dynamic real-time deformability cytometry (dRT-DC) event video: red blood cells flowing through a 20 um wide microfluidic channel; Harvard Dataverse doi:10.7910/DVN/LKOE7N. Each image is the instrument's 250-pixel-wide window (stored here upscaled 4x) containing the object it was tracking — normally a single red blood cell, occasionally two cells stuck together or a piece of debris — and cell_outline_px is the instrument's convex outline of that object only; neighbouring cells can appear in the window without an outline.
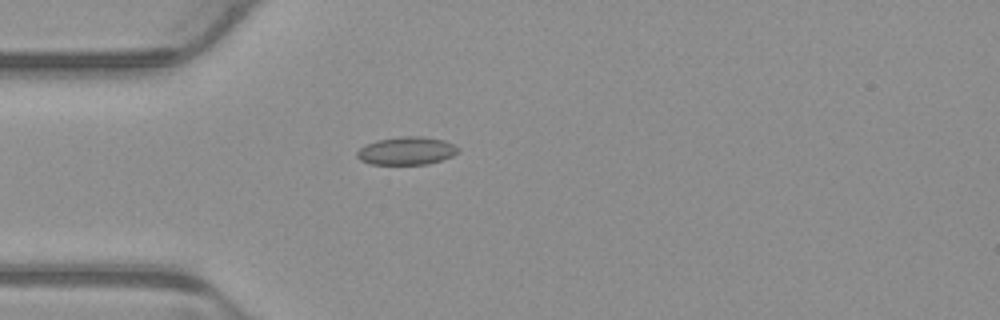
{"species": "common noctule bat (a hibernating species)", "species_latin": "Nyctalus noctula", "temperature_condition": "warm", "stored_images_in_passage": 4, "camera_frame_rate_fps": 3000, "um_per_image_px": 0.085, "animal": {"sex": "male", "body_mass_g": 23.1, "forearm_length_mm": 52.7}, "frame": {"image": 1, "passage_image": 4, "time_ms": 1.0, "image_size_px": [1000, 320], "cell_outline_px": [[460, 148], [452, 156], [428, 164], [372, 164], [360, 160], [356, 156], [356, 152], [364, 144], [376, 140], [404, 136], [420, 136], [444, 140]], "centroid_in_image_um": [34.52, 12.81], "position_along_channel_um": 50.5, "area_um2": 16.42}}